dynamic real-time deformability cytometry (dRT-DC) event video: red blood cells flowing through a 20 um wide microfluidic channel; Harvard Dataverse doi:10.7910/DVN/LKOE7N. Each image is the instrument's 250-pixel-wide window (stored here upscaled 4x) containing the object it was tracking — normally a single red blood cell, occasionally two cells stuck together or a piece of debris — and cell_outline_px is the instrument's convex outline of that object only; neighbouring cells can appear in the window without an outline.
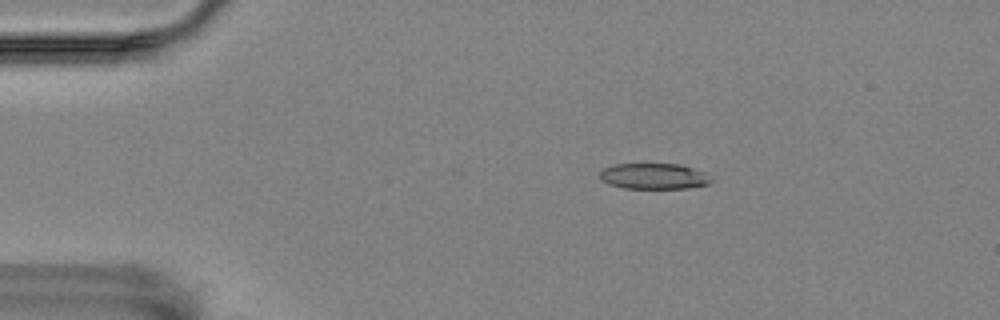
{"species": "Egyptian fruit bat (a non-hibernating species)", "species_latin": "Rousettus aegyptiacus", "temperature_condition": "room temperature", "stored_images_in_passage": 47, "camera_frame_rate_fps": 3000, "um_per_image_px": 0.085, "animal": {"sex": "female"}, "frame": {"image": 1, "passage_image": 1, "time_ms": 0.0, "image_size_px": [1000, 320], "cell_outline_px": [[712, 180], [708, 184], [688, 188], [624, 188], [608, 184], [600, 180], [600, 172], [604, 168], [612, 164], [680, 164], [704, 172]], "centroid_in_image_um": [55.54, 14.98], "position_along_channel_um": 29.5, "area_um2": 16.7}}
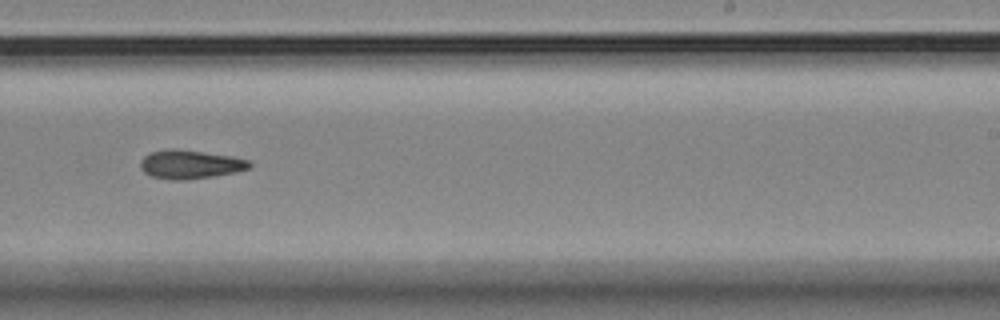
{"frame": {"image": 2, "passage_image": 26, "time_ms": 8.333, "image_size_px": [1000, 320], "cell_outline_px": [[252, 164], [248, 168], [236, 172], [212, 176], [184, 180], [172, 180], [152, 176], [144, 172], [140, 168], [140, 160], [144, 156], [152, 152], [168, 148], [176, 148], [232, 156], [248, 160]], "centroid_in_image_um": [16.14, 13.96], "position_along_channel_um": 272.9, "area_um2": 18.21}}
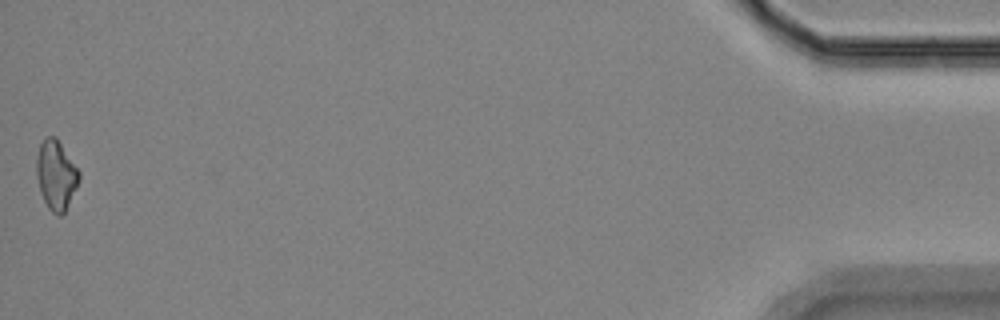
{"frame": {"image": 3, "passage_image": 47, "time_ms": 15.333, "image_size_px": [1000, 320], "cell_outline_px": [[80, 180], [64, 212], [60, 216], [56, 216], [48, 208], [40, 192], [36, 176], [36, 156], [40, 144], [48, 136], [56, 136], [80, 172]], "centroid_in_image_um": [4.75, 14.88], "position_along_channel_um": 430.4, "area_um2": 17.22}, "authors_computed_cell_mechanics": {"area_um2": 17.6868, "velocity_mm_per_s": 3.5578, "shape_relaxation_time_tau1_ms": 5.3408, "shape_relaxation_time_tau2_ms": null, "deformation_change_tau1": 0.1064, "deformation_change_tau2": null}}